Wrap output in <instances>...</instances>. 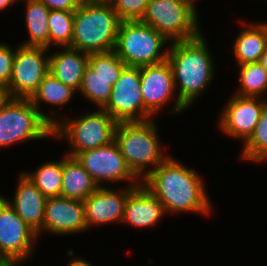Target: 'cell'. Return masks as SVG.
Returning <instances> with one entry per match:
<instances>
[{
	"mask_svg": "<svg viewBox=\"0 0 267 266\" xmlns=\"http://www.w3.org/2000/svg\"><path fill=\"white\" fill-rule=\"evenodd\" d=\"M144 108L154 117L175 93L173 71L168 60L140 67Z\"/></svg>",
	"mask_w": 267,
	"mask_h": 266,
	"instance_id": "5bb4252c",
	"label": "cell"
},
{
	"mask_svg": "<svg viewBox=\"0 0 267 266\" xmlns=\"http://www.w3.org/2000/svg\"><path fill=\"white\" fill-rule=\"evenodd\" d=\"M149 0H109L121 21L141 20Z\"/></svg>",
	"mask_w": 267,
	"mask_h": 266,
	"instance_id": "f546056e",
	"label": "cell"
},
{
	"mask_svg": "<svg viewBox=\"0 0 267 266\" xmlns=\"http://www.w3.org/2000/svg\"><path fill=\"white\" fill-rule=\"evenodd\" d=\"M167 60L173 71L175 88L179 85L172 114L183 113L208 88L215 63L203 34L191 40L171 42Z\"/></svg>",
	"mask_w": 267,
	"mask_h": 266,
	"instance_id": "7a4b0ae2",
	"label": "cell"
},
{
	"mask_svg": "<svg viewBox=\"0 0 267 266\" xmlns=\"http://www.w3.org/2000/svg\"><path fill=\"white\" fill-rule=\"evenodd\" d=\"M165 214L162 203L141 183L128 195L122 223L148 228L159 223Z\"/></svg>",
	"mask_w": 267,
	"mask_h": 266,
	"instance_id": "ac0fdd59",
	"label": "cell"
},
{
	"mask_svg": "<svg viewBox=\"0 0 267 266\" xmlns=\"http://www.w3.org/2000/svg\"><path fill=\"white\" fill-rule=\"evenodd\" d=\"M196 5L190 0H149L140 21L153 27L170 42L201 35Z\"/></svg>",
	"mask_w": 267,
	"mask_h": 266,
	"instance_id": "52a82bcc",
	"label": "cell"
},
{
	"mask_svg": "<svg viewBox=\"0 0 267 266\" xmlns=\"http://www.w3.org/2000/svg\"><path fill=\"white\" fill-rule=\"evenodd\" d=\"M22 261L19 260H1L0 266H20L18 264H21Z\"/></svg>",
	"mask_w": 267,
	"mask_h": 266,
	"instance_id": "d590c367",
	"label": "cell"
},
{
	"mask_svg": "<svg viewBox=\"0 0 267 266\" xmlns=\"http://www.w3.org/2000/svg\"><path fill=\"white\" fill-rule=\"evenodd\" d=\"M136 187L129 184L120 191L105 186L98 187L84 200L87 230L93 225H105L115 221L121 223L128 195Z\"/></svg>",
	"mask_w": 267,
	"mask_h": 266,
	"instance_id": "2e32d148",
	"label": "cell"
},
{
	"mask_svg": "<svg viewBox=\"0 0 267 266\" xmlns=\"http://www.w3.org/2000/svg\"><path fill=\"white\" fill-rule=\"evenodd\" d=\"M116 121H148L153 116L144 108L140 67L126 66L112 86L111 97L103 108Z\"/></svg>",
	"mask_w": 267,
	"mask_h": 266,
	"instance_id": "30bf717a",
	"label": "cell"
},
{
	"mask_svg": "<svg viewBox=\"0 0 267 266\" xmlns=\"http://www.w3.org/2000/svg\"><path fill=\"white\" fill-rule=\"evenodd\" d=\"M24 1L26 3L25 23L29 33V39L21 43V45L49 49L48 17L50 9L40 0Z\"/></svg>",
	"mask_w": 267,
	"mask_h": 266,
	"instance_id": "603a6c76",
	"label": "cell"
},
{
	"mask_svg": "<svg viewBox=\"0 0 267 266\" xmlns=\"http://www.w3.org/2000/svg\"><path fill=\"white\" fill-rule=\"evenodd\" d=\"M53 137V126L30 99L10 98L0 109V148Z\"/></svg>",
	"mask_w": 267,
	"mask_h": 266,
	"instance_id": "ba28073f",
	"label": "cell"
},
{
	"mask_svg": "<svg viewBox=\"0 0 267 266\" xmlns=\"http://www.w3.org/2000/svg\"><path fill=\"white\" fill-rule=\"evenodd\" d=\"M20 0H0V11L7 10L9 6L17 3ZM7 8V9H6Z\"/></svg>",
	"mask_w": 267,
	"mask_h": 266,
	"instance_id": "e575fe53",
	"label": "cell"
},
{
	"mask_svg": "<svg viewBox=\"0 0 267 266\" xmlns=\"http://www.w3.org/2000/svg\"><path fill=\"white\" fill-rule=\"evenodd\" d=\"M121 19L108 3L82 4L74 11L71 48L88 54L112 51Z\"/></svg>",
	"mask_w": 267,
	"mask_h": 266,
	"instance_id": "3957f363",
	"label": "cell"
},
{
	"mask_svg": "<svg viewBox=\"0 0 267 266\" xmlns=\"http://www.w3.org/2000/svg\"><path fill=\"white\" fill-rule=\"evenodd\" d=\"M197 172L170 155L142 183L162 203L166 213L209 215L211 202Z\"/></svg>",
	"mask_w": 267,
	"mask_h": 266,
	"instance_id": "6da1fadb",
	"label": "cell"
},
{
	"mask_svg": "<svg viewBox=\"0 0 267 266\" xmlns=\"http://www.w3.org/2000/svg\"><path fill=\"white\" fill-rule=\"evenodd\" d=\"M242 145L241 159L257 163L267 160V102L252 135Z\"/></svg>",
	"mask_w": 267,
	"mask_h": 266,
	"instance_id": "83f0119b",
	"label": "cell"
},
{
	"mask_svg": "<svg viewBox=\"0 0 267 266\" xmlns=\"http://www.w3.org/2000/svg\"><path fill=\"white\" fill-rule=\"evenodd\" d=\"M38 234L31 229L0 195V258L25 261L33 255Z\"/></svg>",
	"mask_w": 267,
	"mask_h": 266,
	"instance_id": "7c38bea8",
	"label": "cell"
},
{
	"mask_svg": "<svg viewBox=\"0 0 267 266\" xmlns=\"http://www.w3.org/2000/svg\"><path fill=\"white\" fill-rule=\"evenodd\" d=\"M63 49L49 55V72L66 86L79 91L90 54L71 47Z\"/></svg>",
	"mask_w": 267,
	"mask_h": 266,
	"instance_id": "d6986e66",
	"label": "cell"
},
{
	"mask_svg": "<svg viewBox=\"0 0 267 266\" xmlns=\"http://www.w3.org/2000/svg\"><path fill=\"white\" fill-rule=\"evenodd\" d=\"M8 89L0 85V109L8 102L10 99Z\"/></svg>",
	"mask_w": 267,
	"mask_h": 266,
	"instance_id": "d6a6232c",
	"label": "cell"
},
{
	"mask_svg": "<svg viewBox=\"0 0 267 266\" xmlns=\"http://www.w3.org/2000/svg\"><path fill=\"white\" fill-rule=\"evenodd\" d=\"M260 64L266 69L267 71V49L264 52V54L262 55L261 59H260Z\"/></svg>",
	"mask_w": 267,
	"mask_h": 266,
	"instance_id": "8d00e7d4",
	"label": "cell"
},
{
	"mask_svg": "<svg viewBox=\"0 0 267 266\" xmlns=\"http://www.w3.org/2000/svg\"><path fill=\"white\" fill-rule=\"evenodd\" d=\"M15 49L12 76L7 86L11 98L30 99L49 73V49L24 46Z\"/></svg>",
	"mask_w": 267,
	"mask_h": 266,
	"instance_id": "9c48e42d",
	"label": "cell"
},
{
	"mask_svg": "<svg viewBox=\"0 0 267 266\" xmlns=\"http://www.w3.org/2000/svg\"><path fill=\"white\" fill-rule=\"evenodd\" d=\"M46 198L61 195L63 157L61 160L43 163L36 171L24 172Z\"/></svg>",
	"mask_w": 267,
	"mask_h": 266,
	"instance_id": "cb8c5ba5",
	"label": "cell"
},
{
	"mask_svg": "<svg viewBox=\"0 0 267 266\" xmlns=\"http://www.w3.org/2000/svg\"><path fill=\"white\" fill-rule=\"evenodd\" d=\"M240 87L235 95L263 98L267 91V71L260 62L239 65Z\"/></svg>",
	"mask_w": 267,
	"mask_h": 266,
	"instance_id": "d4e9b609",
	"label": "cell"
},
{
	"mask_svg": "<svg viewBox=\"0 0 267 266\" xmlns=\"http://www.w3.org/2000/svg\"><path fill=\"white\" fill-rule=\"evenodd\" d=\"M67 266H93L91 265L89 262H87L86 260L84 259H81V258H77L74 259L72 258V260H70V263L67 264Z\"/></svg>",
	"mask_w": 267,
	"mask_h": 266,
	"instance_id": "836d02e7",
	"label": "cell"
},
{
	"mask_svg": "<svg viewBox=\"0 0 267 266\" xmlns=\"http://www.w3.org/2000/svg\"><path fill=\"white\" fill-rule=\"evenodd\" d=\"M156 122L148 121L119 122L116 142L127 166L141 182L168 155H164L157 133ZM147 167H152L147 170ZM147 170V171H145Z\"/></svg>",
	"mask_w": 267,
	"mask_h": 266,
	"instance_id": "277c9868",
	"label": "cell"
},
{
	"mask_svg": "<svg viewBox=\"0 0 267 266\" xmlns=\"http://www.w3.org/2000/svg\"><path fill=\"white\" fill-rule=\"evenodd\" d=\"M242 24L245 29L240 31L234 41V57L239 65L259 62L267 49V23Z\"/></svg>",
	"mask_w": 267,
	"mask_h": 266,
	"instance_id": "ffe728a7",
	"label": "cell"
},
{
	"mask_svg": "<svg viewBox=\"0 0 267 266\" xmlns=\"http://www.w3.org/2000/svg\"><path fill=\"white\" fill-rule=\"evenodd\" d=\"M50 10L75 11L82 3L80 0H40Z\"/></svg>",
	"mask_w": 267,
	"mask_h": 266,
	"instance_id": "1f68e13d",
	"label": "cell"
},
{
	"mask_svg": "<svg viewBox=\"0 0 267 266\" xmlns=\"http://www.w3.org/2000/svg\"><path fill=\"white\" fill-rule=\"evenodd\" d=\"M118 78H103L96 75V73L87 66L84 70L81 86L79 92L95 103L98 109H103L110 100L112 86Z\"/></svg>",
	"mask_w": 267,
	"mask_h": 266,
	"instance_id": "484cf974",
	"label": "cell"
},
{
	"mask_svg": "<svg viewBox=\"0 0 267 266\" xmlns=\"http://www.w3.org/2000/svg\"><path fill=\"white\" fill-rule=\"evenodd\" d=\"M63 119L53 126V137L69 141L71 149L66 154L68 156L74 157L80 152L100 148L116 140L119 121L104 109Z\"/></svg>",
	"mask_w": 267,
	"mask_h": 266,
	"instance_id": "5b68a950",
	"label": "cell"
},
{
	"mask_svg": "<svg viewBox=\"0 0 267 266\" xmlns=\"http://www.w3.org/2000/svg\"><path fill=\"white\" fill-rule=\"evenodd\" d=\"M165 43L171 42L150 25L121 21L114 51L126 66L141 67L166 61L169 48L164 49Z\"/></svg>",
	"mask_w": 267,
	"mask_h": 266,
	"instance_id": "8992f818",
	"label": "cell"
},
{
	"mask_svg": "<svg viewBox=\"0 0 267 266\" xmlns=\"http://www.w3.org/2000/svg\"><path fill=\"white\" fill-rule=\"evenodd\" d=\"M76 91L64 83L59 81L50 72L43 78V81L39 84L38 90L30 98L32 104L37 108L39 113L54 126L58 120L54 119V115L45 114L40 110L41 102L46 104L57 106H66L71 101Z\"/></svg>",
	"mask_w": 267,
	"mask_h": 266,
	"instance_id": "7402d4cb",
	"label": "cell"
},
{
	"mask_svg": "<svg viewBox=\"0 0 267 266\" xmlns=\"http://www.w3.org/2000/svg\"><path fill=\"white\" fill-rule=\"evenodd\" d=\"M88 66L97 76L103 78H119L126 67L114 50L91 53L88 58Z\"/></svg>",
	"mask_w": 267,
	"mask_h": 266,
	"instance_id": "f1b7e54d",
	"label": "cell"
},
{
	"mask_svg": "<svg viewBox=\"0 0 267 266\" xmlns=\"http://www.w3.org/2000/svg\"><path fill=\"white\" fill-rule=\"evenodd\" d=\"M15 49L0 42V85L7 88L12 76Z\"/></svg>",
	"mask_w": 267,
	"mask_h": 266,
	"instance_id": "4dcf8cb0",
	"label": "cell"
},
{
	"mask_svg": "<svg viewBox=\"0 0 267 266\" xmlns=\"http://www.w3.org/2000/svg\"><path fill=\"white\" fill-rule=\"evenodd\" d=\"M109 0H80L82 4L106 3Z\"/></svg>",
	"mask_w": 267,
	"mask_h": 266,
	"instance_id": "74e56055",
	"label": "cell"
},
{
	"mask_svg": "<svg viewBox=\"0 0 267 266\" xmlns=\"http://www.w3.org/2000/svg\"><path fill=\"white\" fill-rule=\"evenodd\" d=\"M44 230L57 236L86 231L84 201L62 196L46 198Z\"/></svg>",
	"mask_w": 267,
	"mask_h": 266,
	"instance_id": "9a60e30c",
	"label": "cell"
},
{
	"mask_svg": "<svg viewBox=\"0 0 267 266\" xmlns=\"http://www.w3.org/2000/svg\"><path fill=\"white\" fill-rule=\"evenodd\" d=\"M74 157L98 187H104L102 185L104 182L129 181L131 186L142 183L127 166L116 141L100 148L80 152Z\"/></svg>",
	"mask_w": 267,
	"mask_h": 266,
	"instance_id": "8fae6325",
	"label": "cell"
},
{
	"mask_svg": "<svg viewBox=\"0 0 267 266\" xmlns=\"http://www.w3.org/2000/svg\"><path fill=\"white\" fill-rule=\"evenodd\" d=\"M64 155L60 196L84 201L98 186L75 157Z\"/></svg>",
	"mask_w": 267,
	"mask_h": 266,
	"instance_id": "44dd1931",
	"label": "cell"
},
{
	"mask_svg": "<svg viewBox=\"0 0 267 266\" xmlns=\"http://www.w3.org/2000/svg\"><path fill=\"white\" fill-rule=\"evenodd\" d=\"M5 199L14 208L17 215L39 236L43 229L46 197L30 178L21 173L17 190L12 198L14 200Z\"/></svg>",
	"mask_w": 267,
	"mask_h": 266,
	"instance_id": "e0dca14e",
	"label": "cell"
},
{
	"mask_svg": "<svg viewBox=\"0 0 267 266\" xmlns=\"http://www.w3.org/2000/svg\"><path fill=\"white\" fill-rule=\"evenodd\" d=\"M74 11L50 10L48 17L49 48L70 47L73 38Z\"/></svg>",
	"mask_w": 267,
	"mask_h": 266,
	"instance_id": "4316f807",
	"label": "cell"
},
{
	"mask_svg": "<svg viewBox=\"0 0 267 266\" xmlns=\"http://www.w3.org/2000/svg\"><path fill=\"white\" fill-rule=\"evenodd\" d=\"M231 97L221 111L218 127L224 134L240 138L244 144L259 122L267 99L235 94Z\"/></svg>",
	"mask_w": 267,
	"mask_h": 266,
	"instance_id": "4fadbf2b",
	"label": "cell"
}]
</instances>
